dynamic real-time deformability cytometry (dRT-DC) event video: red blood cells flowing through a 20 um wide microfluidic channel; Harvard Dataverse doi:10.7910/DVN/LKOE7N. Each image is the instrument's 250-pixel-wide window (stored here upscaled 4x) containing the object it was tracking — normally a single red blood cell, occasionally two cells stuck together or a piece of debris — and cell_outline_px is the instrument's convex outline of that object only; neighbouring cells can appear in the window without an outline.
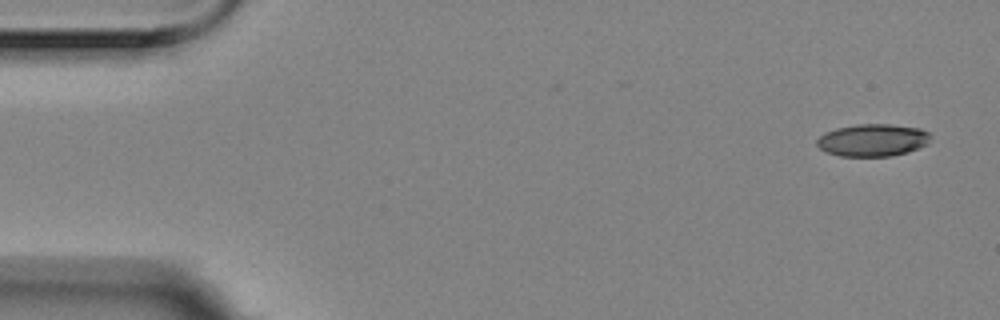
{"species": "Egyptian fruit bat (a non-hibernating species)", "species_latin": "Rousettus aegyptiacus", "temperature_condition": "room temperature", "stored_images_in_passage": 5, "camera_frame_rate_fps": 3000, "um_per_image_px": 0.085, "animal": {"sex": "female"}, "frame": {"image": 1, "passage_image": 1, "time_ms": 0.0, "image_size_px": [1000, 320], "cell_outline_px": [[928, 144], [920, 148], [908, 152], [892, 156], [840, 156], [828, 152], [820, 148], [816, 144], [816, 140], [824, 132], [836, 128], [856, 124], [888, 124], [920, 128], [928, 132]], "centroid_in_image_um": [74.17, 11.91], "position_along_channel_um": 10.8, "area_um2": 21.44}}
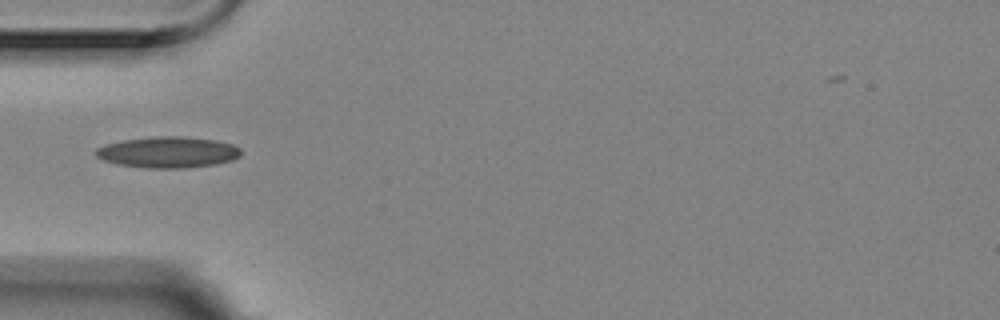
{"frame": {"image": 2, "passage_image": 5, "time_ms": 1.333, "image_size_px": [1000, 320], "cell_outline_px": [[240, 156], [232, 160], [216, 164], [184, 168], [144, 168], [120, 164], [104, 160], [96, 156], [96, 148], [104, 144], [124, 140], [160, 136], [180, 136], [216, 140], [232, 144], [240, 148]], "centroid_in_image_um": [14.29, 12.94], "position_along_channel_um": 70.7, "area_um2": 26.18}}